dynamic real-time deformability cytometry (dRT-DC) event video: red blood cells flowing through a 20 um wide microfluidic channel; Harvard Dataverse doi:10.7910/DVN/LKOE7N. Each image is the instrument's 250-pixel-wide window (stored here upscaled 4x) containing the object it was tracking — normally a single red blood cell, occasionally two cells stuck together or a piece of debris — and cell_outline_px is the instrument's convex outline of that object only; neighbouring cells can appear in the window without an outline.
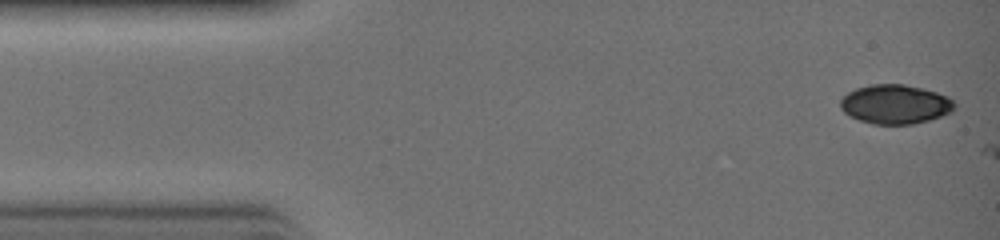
{"species": "common noctule bat (a hibernating species)", "species_latin": "Nyctalus noctula", "temperature_condition": "warm", "stored_images_in_passage": 2, "camera_frame_rate_fps": 3000, "um_per_image_px": 0.085, "animal": {"sex": "female", "body_mass_g": 19.0, "forearm_length_mm": 51.5}, "frame": {"image": 1, "passage_image": 1, "time_ms": 0.0, "image_size_px": [1000, 240], "cell_outline_px": [[956, 108], [952, 112], [928, 120], [912, 124], [872, 124], [848, 116], [840, 108], [840, 100], [848, 92], [856, 88], [872, 84], [904, 84], [936, 92], [948, 96], [956, 104]], "centroid_in_image_um": [76.09, 8.86], "position_along_channel_um": 8.9, "area_um2": 26.13}}